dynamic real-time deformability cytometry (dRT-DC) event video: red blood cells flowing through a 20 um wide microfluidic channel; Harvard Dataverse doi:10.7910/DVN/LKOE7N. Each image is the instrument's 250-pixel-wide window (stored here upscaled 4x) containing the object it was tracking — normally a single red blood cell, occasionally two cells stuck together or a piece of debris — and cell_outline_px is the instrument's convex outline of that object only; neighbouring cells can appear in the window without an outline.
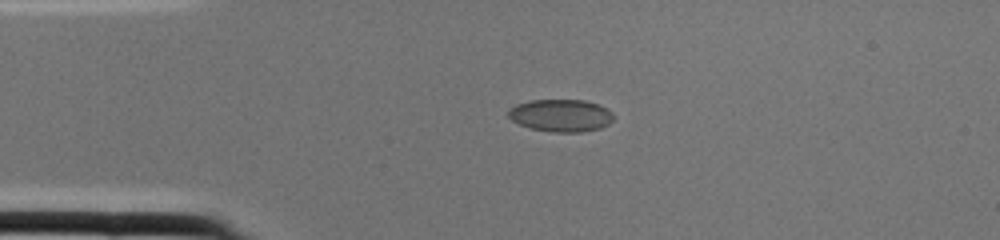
{"species": "common noctule bat (a hibernating species)", "species_latin": "Nyctalus noctula", "temperature_condition": "cold", "stored_images_in_passage": 1, "camera_frame_rate_fps": 3000, "um_per_image_px": 0.085, "animal": {"sex": "female", "body_mass_g": 22.0, "forearm_length_mm": 56.7}, "frame": {"image": 1, "passage_image": 1, "time_ms": 0.0, "image_size_px": [1000, 240], "cell_outline_px": [[612, 120], [608, 124], [600, 128], [580, 132], [552, 132], [532, 128], [520, 124], [512, 120], [508, 116], [508, 108], [516, 104], [532, 100], [584, 100], [600, 104], [608, 108], [612, 112]], "centroid_in_image_um": [47.68, 9.8], "position_along_channel_um": 37.3, "area_um2": 19.88}}